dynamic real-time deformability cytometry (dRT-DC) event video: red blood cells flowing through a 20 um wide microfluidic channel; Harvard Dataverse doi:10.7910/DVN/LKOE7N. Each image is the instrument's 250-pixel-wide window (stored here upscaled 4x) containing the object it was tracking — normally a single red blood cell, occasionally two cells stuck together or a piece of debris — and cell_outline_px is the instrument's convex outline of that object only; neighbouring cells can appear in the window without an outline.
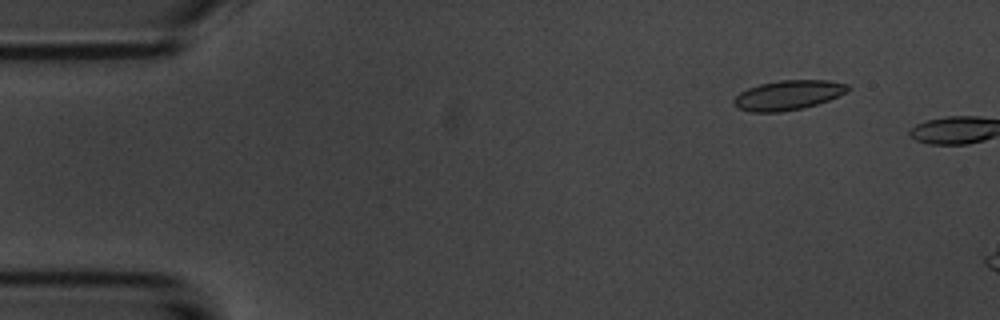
{"species": "common noctule bat (a hibernating species)", "species_latin": "Nyctalus noctula", "temperature_condition": "room temperature", "stored_images_in_passage": 2, "camera_frame_rate_fps": 3000, "um_per_image_px": 0.085, "animal": {"sex": "male", "body_mass_g": 20.1, "forearm_length_mm": 53.5}, "frame": {"image": 1, "passage_image": 1, "time_ms": 0.0, "image_size_px": [1000, 320], "cell_outline_px": [[852, 88], [848, 92], [828, 100], [804, 108], [780, 112], [748, 112], [732, 104], [732, 100], [740, 92], [748, 88], [760, 84], [780, 80], [828, 80], [848, 84]], "centroid_in_image_um": [67.0, 8.08], "position_along_channel_um": 18.0, "area_um2": 19.83}}